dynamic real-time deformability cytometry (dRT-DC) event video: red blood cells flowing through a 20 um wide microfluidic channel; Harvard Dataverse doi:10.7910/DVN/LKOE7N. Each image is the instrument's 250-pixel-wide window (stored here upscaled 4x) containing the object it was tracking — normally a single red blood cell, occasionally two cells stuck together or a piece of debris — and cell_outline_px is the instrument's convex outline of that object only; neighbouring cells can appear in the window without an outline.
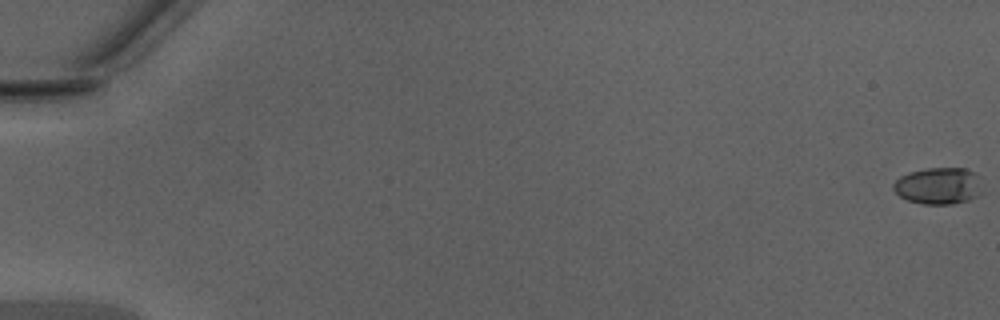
{"species": "Egyptian fruit bat (a non-hibernating species)", "species_latin": "Rousettus aegyptiacus", "temperature_condition": "warm", "stored_images_in_passage": 46, "camera_frame_rate_fps": 3000, "um_per_image_px": 0.085, "animal": {"sex": "male"}, "frame": {"image": 1, "passage_image": 1, "time_ms": 0.0, "image_size_px": [1000, 320], "cell_outline_px": [[984, 192], [980, 196], [968, 200], [952, 204], [924, 204], [908, 200], [900, 196], [892, 188], [892, 184], [900, 176], [908, 172], [928, 168], [964, 168], [972, 172], [976, 176]], "centroid_in_image_um": [79.77, 15.8], "position_along_channel_um": 5.2, "area_um2": 19.07}}
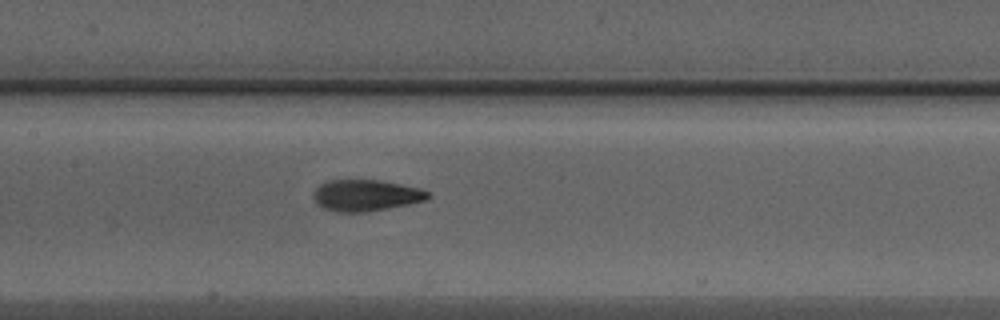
{"frame": {"image": 2, "passage_image": 26, "time_ms": 8.333, "image_size_px": [1000, 320], "cell_outline_px": [[432, 196], [428, 200], [368, 212], [336, 212], [324, 208], [316, 204], [312, 196], [312, 192], [320, 184], [328, 180], [380, 180], [420, 188], [432, 192]], "centroid_in_image_um": [31.11, 16.61], "position_along_channel_um": 176.3, "area_um2": 21.27}}
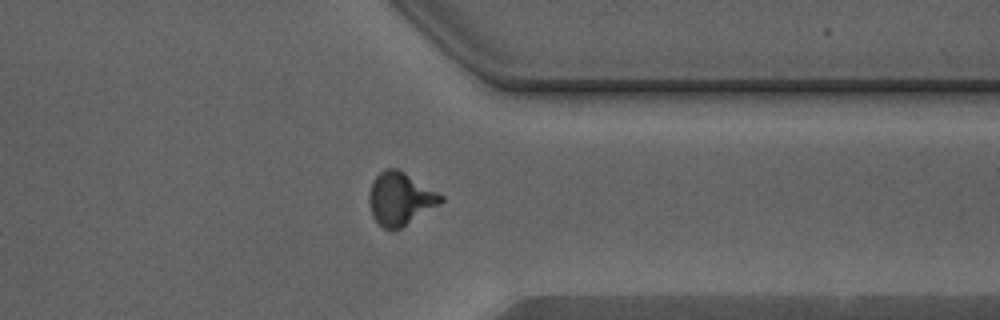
{"frame": {"image": 3, "passage_image": 40, "time_ms": 13.0, "image_size_px": [1000, 320], "cell_outline_px": [[444, 200], [440, 204], [400, 228], [392, 232], [384, 228], [372, 216], [368, 200], [368, 196], [372, 184], [376, 176], [384, 168], [400, 168], [444, 196]], "centroid_in_image_um": [34.02, 16.88], "position_along_channel_um": 377.4, "area_um2": 22.2}, "authors_computed_cell_mechanics": {"area_um2": 20.808, "velocity_mm_per_s": 4.3636, "shape_relaxation_time_tau1_ms": 3.2629, "shape_relaxation_time_tau2_ms": 0.9089, "deformation_change_tau1": 0.1548, "deformation_change_tau2": 0.0685}}